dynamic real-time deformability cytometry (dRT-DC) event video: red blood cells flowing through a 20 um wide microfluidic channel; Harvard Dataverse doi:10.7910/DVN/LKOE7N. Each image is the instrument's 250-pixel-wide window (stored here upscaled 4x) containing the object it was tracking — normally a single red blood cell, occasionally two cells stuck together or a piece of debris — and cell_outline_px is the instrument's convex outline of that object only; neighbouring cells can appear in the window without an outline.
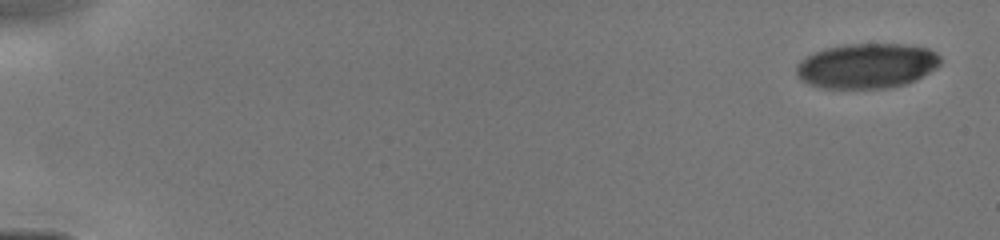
{"species": "human", "species_latin": "Homo sapiens", "temperature_condition": "cold", "stored_images_in_passage": 11, "camera_frame_rate_fps": 3000, "um_per_image_px": 0.085, "donor": {"sex": "male"}, "frame": {"image": 1, "passage_image": 1, "time_ms": 0.0, "image_size_px": [1000, 240], "cell_outline_px": [[940, 64], [936, 68], [916, 80], [908, 84], [888, 88], [824, 88], [808, 84], [800, 80], [796, 76], [796, 64], [800, 60], [824, 48], [844, 44], [908, 44], [928, 48], [936, 52], [940, 56]], "centroid_in_image_um": [73.68, 5.6], "position_along_channel_um": 11.3, "area_um2": 38.15}}
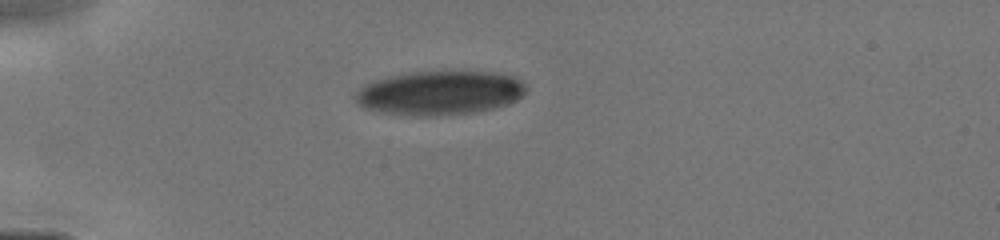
{"frame": {"image": 2, "passage_image": 8, "time_ms": 4.0, "image_size_px": [1000, 240], "cell_outline_px": [[524, 92], [516, 100], [508, 104], [476, 112], [432, 116], [412, 116], [384, 112], [364, 108], [352, 96], [364, 84], [372, 80], [388, 76], [408, 72], [492, 72], [512, 76], [520, 80], [524, 84]], "centroid_in_image_um": [37.32, 7.9], "position_along_channel_um": 47.7, "area_um2": 43.7}}
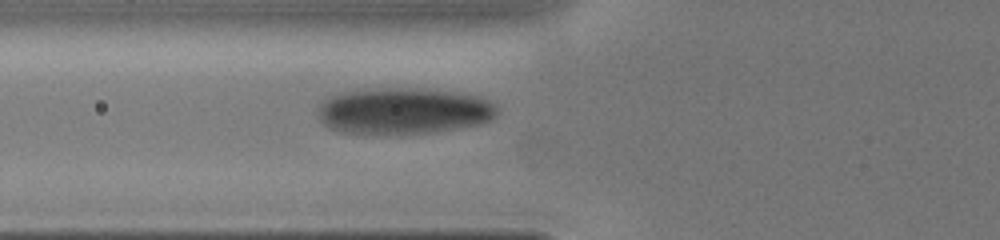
{"frame": {"image": 3, "passage_image": 11, "time_ms": 5.667, "image_size_px": [1000, 240], "cell_outline_px": [[496, 116], [492, 120], [480, 124], [432, 132], [340, 132], [324, 124], [320, 120], [320, 104], [324, 100], [340, 92], [380, 88], [412, 88], [464, 92], [480, 96], [496, 104]], "centroid_in_image_um": [34.38, 9.39], "position_along_channel_um": 91.4, "area_um2": 47.8}}